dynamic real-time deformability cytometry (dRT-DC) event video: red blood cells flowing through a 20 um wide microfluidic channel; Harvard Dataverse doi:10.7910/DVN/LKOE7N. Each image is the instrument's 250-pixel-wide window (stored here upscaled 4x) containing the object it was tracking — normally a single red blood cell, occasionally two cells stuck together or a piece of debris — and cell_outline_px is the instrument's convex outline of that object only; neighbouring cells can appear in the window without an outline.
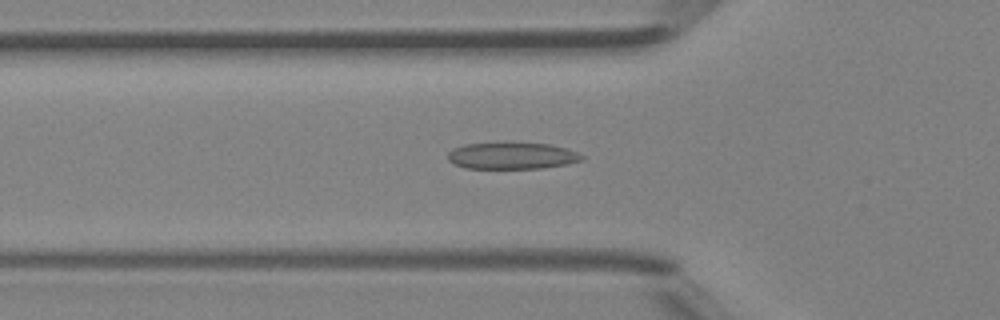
{"species": "Egyptian fruit bat (a non-hibernating species)", "species_latin": "Rousettus aegyptiacus", "temperature_condition": "room temperature", "stored_images_in_passage": 36, "camera_frame_rate_fps": 3000, "um_per_image_px": 0.085, "animal": {"sex": "female"}, "frame": {"image": 1, "passage_image": 5, "time_ms": 1.333, "image_size_px": [1000, 320], "cell_outline_px": [[584, 160], [568, 164], [540, 168], [464, 168], [452, 164], [448, 160], [448, 152], [452, 148], [464, 144], [508, 140], [548, 144], [564, 148], [576, 152], [584, 156]], "centroid_in_image_um": [43.46, 13.2], "position_along_channel_um": 82.3, "area_um2": 21.68}}
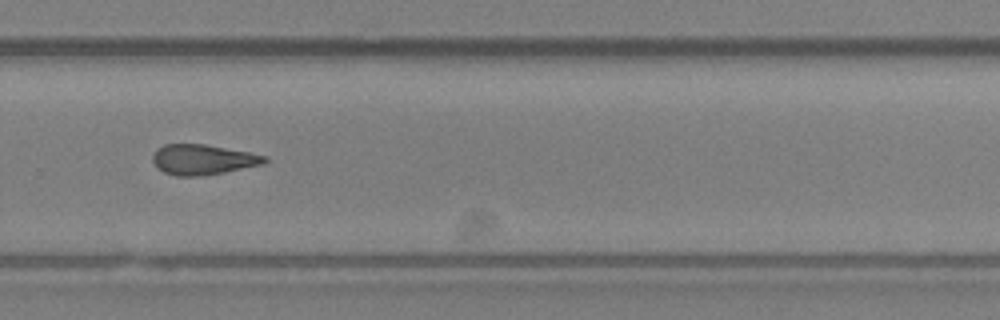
{"frame": {"image": 2, "passage_image": 21, "time_ms": 6.667, "image_size_px": [1000, 320], "cell_outline_px": [[268, 160], [264, 164], [224, 172], [200, 176], [176, 176], [164, 172], [152, 160], [152, 156], [156, 148], [164, 144], [204, 144], [248, 152], [268, 156]], "centroid_in_image_um": [17.25, 13.56], "position_along_channel_um": 312.5, "area_um2": 19.65}}
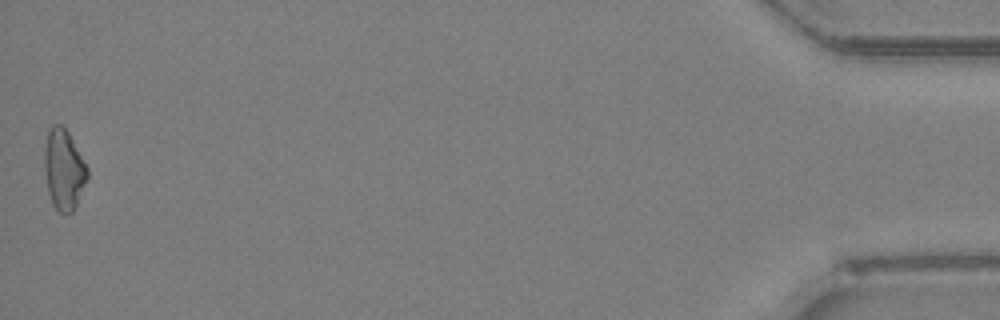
{"frame": {"image": 3, "passage_image": 36, "time_ms": 11.667, "image_size_px": [1000, 320], "cell_outline_px": [[88, 176], [76, 204], [72, 212], [68, 216], [64, 216], [52, 204], [48, 192], [44, 172], [44, 144], [48, 128], [52, 124], [60, 124], [68, 132], [88, 168]], "centroid_in_image_um": [5.39, 14.41], "position_along_channel_um": 429.8, "area_um2": 20.29}, "authors_computed_cell_mechanics": {"area_um2": 19.6809, "velocity_mm_per_s": 4.3182, "shape_relaxation_time_tau1_ms": null, "shape_relaxation_time_tau2_ms": 4.9266, "deformation_change_tau1": null, "deformation_change_tau2": 0.1321}}